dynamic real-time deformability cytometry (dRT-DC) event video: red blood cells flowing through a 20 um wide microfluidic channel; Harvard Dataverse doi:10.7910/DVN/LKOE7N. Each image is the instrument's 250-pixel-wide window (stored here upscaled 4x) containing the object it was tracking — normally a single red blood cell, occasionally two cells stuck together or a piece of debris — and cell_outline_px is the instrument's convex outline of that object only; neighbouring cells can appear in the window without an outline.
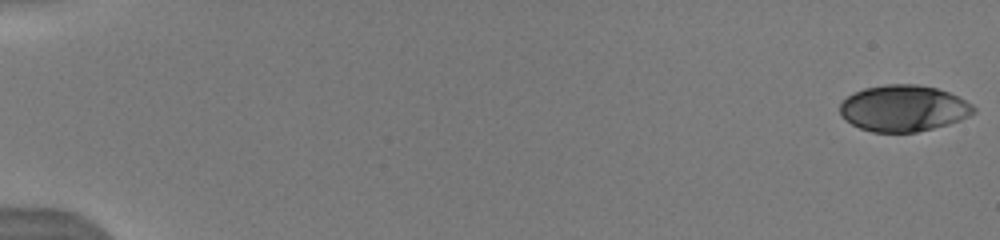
{"species": "human", "species_latin": "Homo sapiens", "temperature_condition": "warm", "stored_images_in_passage": 27, "camera_frame_rate_fps": 3000, "um_per_image_px": 0.085, "donor": {"sex": "male"}, "frame": {"image": 1, "passage_image": 1, "time_ms": 0.0, "image_size_px": [1000, 240], "cell_outline_px": [[976, 112], [960, 120], [948, 124], [916, 132], [872, 132], [860, 128], [844, 120], [840, 112], [840, 104], [848, 96], [864, 88], [884, 84], [920, 84], [936, 88], [948, 92], [972, 104], [976, 108]], "centroid_in_image_um": [76.79, 9.2], "position_along_channel_um": 8.2, "area_um2": 36.01}}
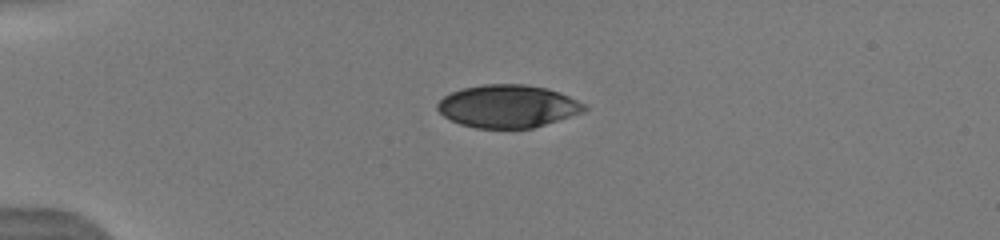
{"frame": {"image": 2, "passage_image": 12, "time_ms": 4.333, "image_size_px": [1000, 240], "cell_outline_px": [[588, 108], [584, 112], [532, 128], [476, 128], [460, 124], [444, 116], [436, 108], [436, 104], [444, 96], [452, 92], [464, 88], [484, 84], [524, 84], [548, 88], [560, 92], [584, 104]], "centroid_in_image_um": [43.16, 9.03], "position_along_channel_um": 41.8, "area_um2": 36.47}}